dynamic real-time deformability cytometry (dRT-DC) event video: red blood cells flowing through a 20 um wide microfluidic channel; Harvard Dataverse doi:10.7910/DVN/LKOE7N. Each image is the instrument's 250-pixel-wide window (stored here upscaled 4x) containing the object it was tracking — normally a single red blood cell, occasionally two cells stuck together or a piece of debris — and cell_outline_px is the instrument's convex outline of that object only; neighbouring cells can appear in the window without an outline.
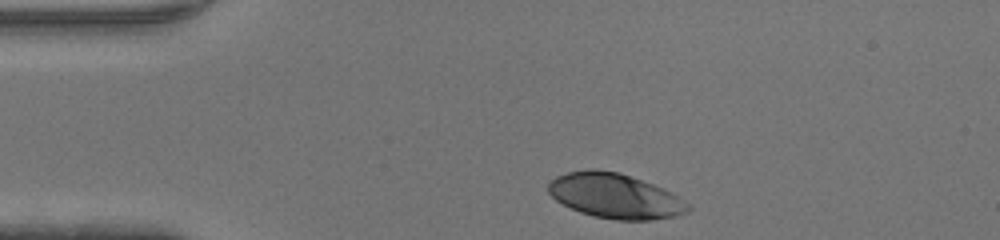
{"species": "human", "species_latin": "Homo sapiens", "temperature_condition": "warm", "stored_images_in_passage": 29, "camera_frame_rate_fps": 3000, "um_per_image_px": 0.085, "donor": {"sex": "male"}, "frame": {"image": 1, "passage_image": 1, "time_ms": 0.0, "image_size_px": [1000, 240], "cell_outline_px": [[692, 208], [688, 212], [676, 216], [652, 220], [616, 220], [592, 216], [580, 212], [556, 200], [548, 192], [548, 184], [556, 176], [568, 172], [588, 168], [596, 168], [620, 172], [652, 184], [672, 192], [684, 200]], "centroid_in_image_um": [52.29, 16.65], "position_along_channel_um": 32.7, "area_um2": 36.7}}
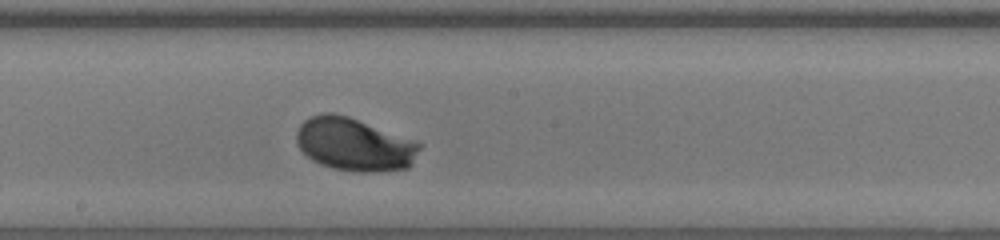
{"frame": {"image": 2, "passage_image": 17, "time_ms": 5.333, "image_size_px": [1000, 240], "cell_outline_px": [[424, 144], [412, 164], [408, 168], [380, 172], [352, 172], [332, 168], [320, 164], [312, 160], [296, 144], [296, 132], [300, 124], [304, 120], [312, 116], [324, 112], [332, 112], [348, 116], [420, 140]], "centroid_in_image_um": [30.19, 12.27], "position_along_channel_um": 218.0, "area_um2": 38.96}}
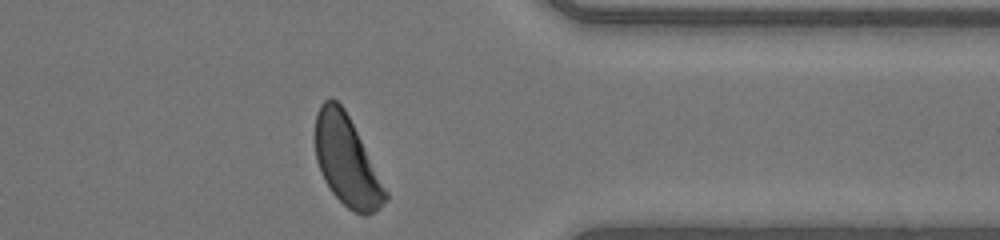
{"frame": {"image": 3, "passage_image": 29, "time_ms": 9.333, "image_size_px": [1000, 240], "cell_outline_px": [[388, 196], [380, 208], [368, 216], [364, 216], [348, 208], [332, 192], [324, 180], [316, 160], [316, 112], [320, 104], [324, 100], [332, 96], [344, 108], [388, 192]], "centroid_in_image_um": [29.46, 13.68], "position_along_channel_um": 381.9, "area_um2": 36.24}}